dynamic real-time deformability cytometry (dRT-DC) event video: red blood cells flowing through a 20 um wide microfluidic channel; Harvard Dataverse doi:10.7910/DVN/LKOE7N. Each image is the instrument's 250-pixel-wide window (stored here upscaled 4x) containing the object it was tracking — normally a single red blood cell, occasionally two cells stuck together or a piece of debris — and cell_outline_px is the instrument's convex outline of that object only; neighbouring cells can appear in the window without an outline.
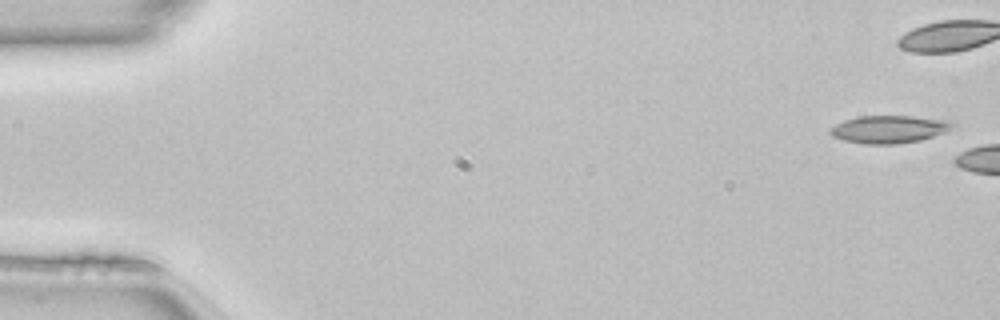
{"species": "common noctule bat (a hibernating species)", "species_latin": "Nyctalus noctula", "temperature_condition": "room temperature", "stored_images_in_passage": 5, "camera_frame_rate_fps": 3000, "um_per_image_px": 0.085, "animal": {"sex": "female", "body_mass_g": 22.7, "forearm_length_mm": 54.2}, "frame": {"image": 1, "passage_image": 1, "time_ms": 0.0, "image_size_px": [1000, 320], "cell_outline_px": [[956, 124], [944, 132], [920, 140], [896, 144], [864, 144], [844, 140], [832, 136], [828, 132], [836, 124], [844, 120], [860, 116], [912, 116], [948, 120]], "centroid_in_image_um": [75.55, 10.98], "position_along_channel_um": 9.4, "area_um2": 19.54}}